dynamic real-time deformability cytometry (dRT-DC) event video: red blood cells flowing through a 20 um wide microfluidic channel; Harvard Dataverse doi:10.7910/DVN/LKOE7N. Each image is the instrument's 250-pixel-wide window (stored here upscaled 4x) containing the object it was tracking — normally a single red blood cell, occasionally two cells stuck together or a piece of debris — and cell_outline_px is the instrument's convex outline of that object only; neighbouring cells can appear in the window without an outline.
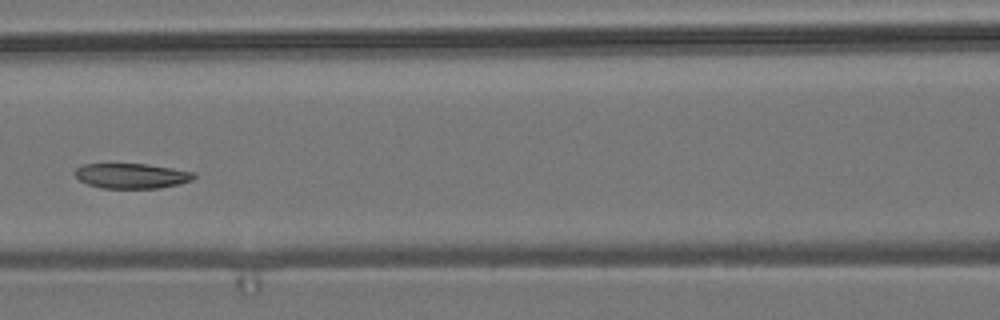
{"species": "common noctule bat (a hibernating species)", "species_latin": "Nyctalus noctula", "temperature_condition": "room temperature", "stored_images_in_passage": 9, "camera_frame_rate_fps": 3000, "um_per_image_px": 0.085, "animal": {"sex": "male", "body_mass_g": 19.2, "forearm_length_mm": 51.8}, "frame": {"image": 1, "passage_image": 6, "time_ms": 6.667, "image_size_px": [1000, 320], "cell_outline_px": [[196, 176], [192, 180], [180, 184], [160, 188], [100, 188], [88, 184], [80, 180], [76, 176], [76, 168], [84, 164], [148, 164], [196, 172]], "centroid_in_image_um": [11.24, 14.95], "position_along_channel_um": 155.4, "area_um2": 17.4}}
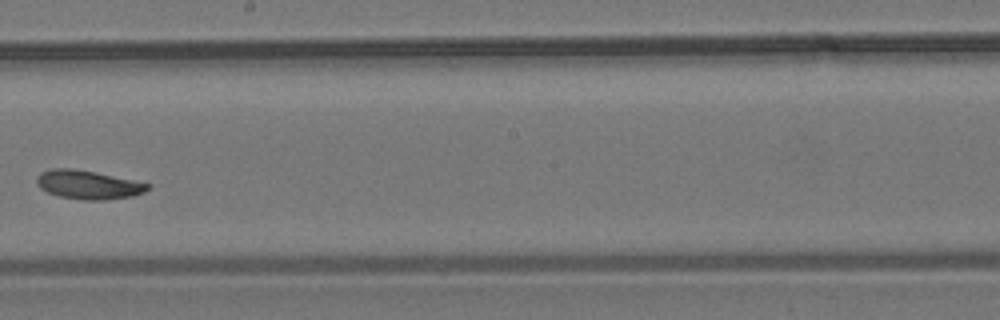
{"frame": {"image": 2, "passage_image": 8, "time_ms": 9.0, "image_size_px": [1000, 320], "cell_outline_px": [[152, 184], [144, 192], [132, 196], [104, 200], [84, 200], [60, 196], [48, 192], [40, 188], [36, 184], [36, 176], [40, 172], [52, 168], [72, 168], [96, 172]], "centroid_in_image_um": [7.47, 15.69], "position_along_channel_um": 240.7, "area_um2": 18.61}}
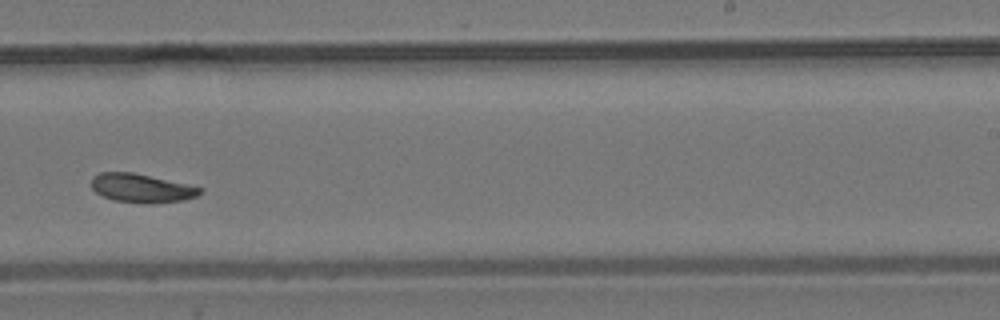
{"frame": {"image": 3, "passage_image": 9, "time_ms": 10.0, "image_size_px": [1000, 320], "cell_outline_px": [[204, 192], [196, 196], [184, 200], [156, 204], [148, 204], [112, 200], [96, 192], [92, 188], [92, 176], [100, 172], [132, 172], [204, 188]], "centroid_in_image_um": [12.05, 16.0], "position_along_channel_um": 277.0, "area_um2": 18.26}}